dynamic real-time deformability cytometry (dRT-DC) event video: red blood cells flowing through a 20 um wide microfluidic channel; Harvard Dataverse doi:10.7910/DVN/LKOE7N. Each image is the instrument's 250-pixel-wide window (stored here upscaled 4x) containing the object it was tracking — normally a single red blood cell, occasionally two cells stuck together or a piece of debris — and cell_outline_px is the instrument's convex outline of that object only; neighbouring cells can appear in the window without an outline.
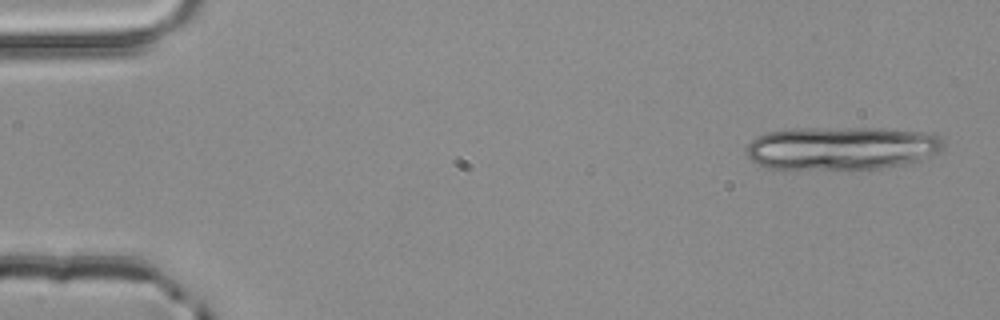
{"species": "common noctule bat (a hibernating species)", "species_latin": "Nyctalus noctula", "temperature_condition": "room temperature", "stored_images_in_passage": 4, "camera_frame_rate_fps": 3000, "um_per_image_px": 0.085, "animal": {"sex": "male", "body_mass_g": 20.4}, "frame": {"image": 1, "passage_image": 1, "time_ms": 0.0, "image_size_px": [1000, 320], "cell_outline_px": [[944, 148], [920, 164], [880, 168], [768, 168], [756, 164], [744, 152], [744, 148], [756, 136], [768, 132], [792, 128], [880, 128], [936, 132], [944, 140]], "centroid_in_image_um": [71.66, 12.58], "position_along_channel_um": 13.3, "area_um2": 50.75}}